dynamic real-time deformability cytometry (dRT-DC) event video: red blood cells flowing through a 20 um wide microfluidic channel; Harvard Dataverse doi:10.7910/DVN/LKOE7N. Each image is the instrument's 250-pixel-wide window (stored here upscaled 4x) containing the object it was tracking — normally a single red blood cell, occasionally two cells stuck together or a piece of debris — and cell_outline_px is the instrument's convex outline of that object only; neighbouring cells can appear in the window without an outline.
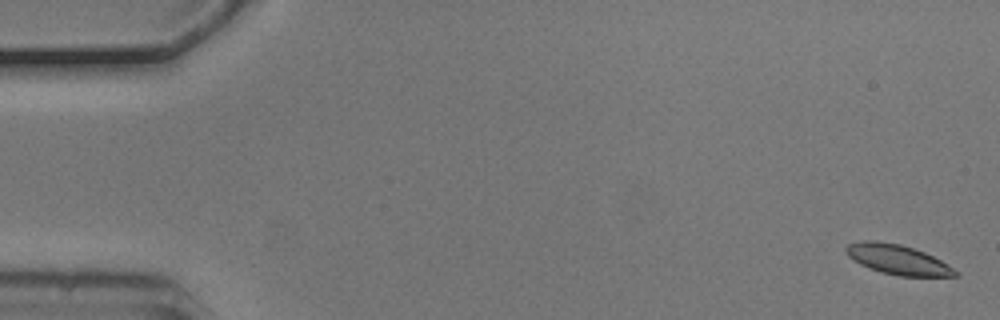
{"species": "common noctule bat (a hibernating species)", "species_latin": "Nyctalus noctula", "temperature_condition": "cold", "stored_images_in_passage": 5, "camera_frame_rate_fps": 3000, "um_per_image_px": 0.085, "animal": {"sex": "male", "body_mass_g": 20.5, "forearm_length_mm": 52.5}, "frame": {"image": 1, "passage_image": 1, "time_ms": 0.0, "image_size_px": [1000, 320], "cell_outline_px": [[960, 272], [956, 276], [900, 276], [880, 272], [860, 264], [848, 256], [844, 248], [848, 244], [860, 240], [876, 240], [900, 244], [924, 252], [948, 264]], "centroid_in_image_um": [76.29, 22.05], "position_along_channel_um": 8.7, "area_um2": 18.96}}
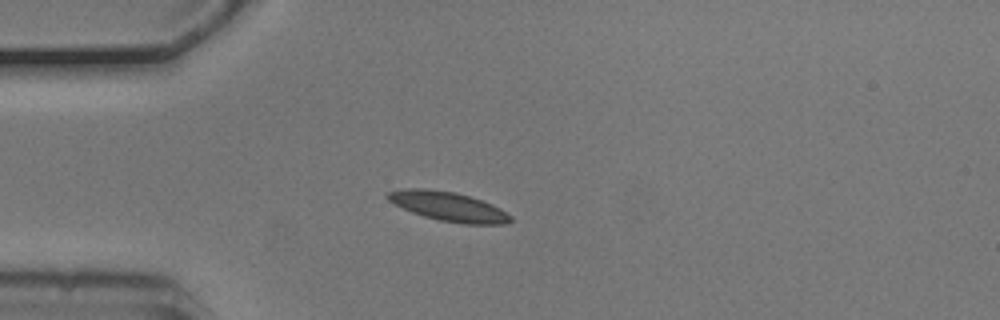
{"frame": {"image": 2, "passage_image": 5, "time_ms": 1.333, "image_size_px": [1000, 320], "cell_outline_px": [[512, 220], [508, 224], [464, 224], [440, 220], [424, 216], [412, 212], [388, 200], [384, 196], [388, 192], [404, 188], [424, 188], [456, 192], [492, 204], [500, 208], [512, 216]], "centroid_in_image_um": [38.13, 17.55], "position_along_channel_um": 46.9, "area_um2": 20.87}}